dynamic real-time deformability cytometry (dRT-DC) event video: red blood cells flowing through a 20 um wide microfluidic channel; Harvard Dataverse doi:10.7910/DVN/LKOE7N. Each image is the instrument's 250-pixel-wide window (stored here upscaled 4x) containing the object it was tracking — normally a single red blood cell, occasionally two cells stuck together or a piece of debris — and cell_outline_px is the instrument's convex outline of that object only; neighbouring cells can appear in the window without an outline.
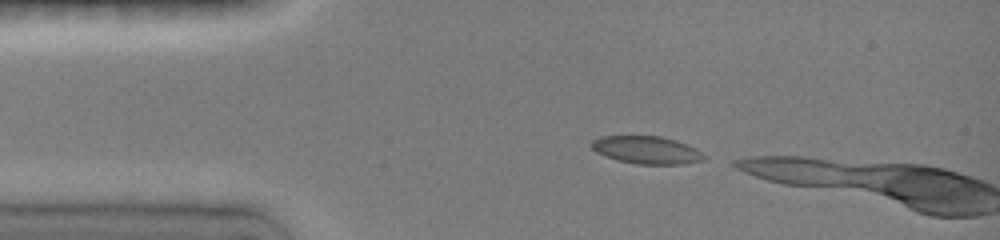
{"species": "common noctule bat (a hibernating species)", "species_latin": "Nyctalus noctula", "temperature_condition": "room temperature", "stored_images_in_passage": 2, "camera_frame_rate_fps": 3000, "um_per_image_px": 0.085, "animal": {"sex": "female", "body_mass_g": 19.0, "forearm_length_mm": 51.5}, "frame": {"image": 1, "passage_image": 1, "time_ms": 0.0, "image_size_px": [1000, 240], "cell_outline_px": [[704, 160], [684, 164], [636, 164], [616, 160], [604, 156], [596, 152], [588, 144], [592, 140], [600, 136], [660, 136], [676, 140], [688, 144], [700, 152], [704, 156]], "centroid_in_image_um": [54.91, 12.75], "position_along_channel_um": 30.1, "area_um2": 18.26}}